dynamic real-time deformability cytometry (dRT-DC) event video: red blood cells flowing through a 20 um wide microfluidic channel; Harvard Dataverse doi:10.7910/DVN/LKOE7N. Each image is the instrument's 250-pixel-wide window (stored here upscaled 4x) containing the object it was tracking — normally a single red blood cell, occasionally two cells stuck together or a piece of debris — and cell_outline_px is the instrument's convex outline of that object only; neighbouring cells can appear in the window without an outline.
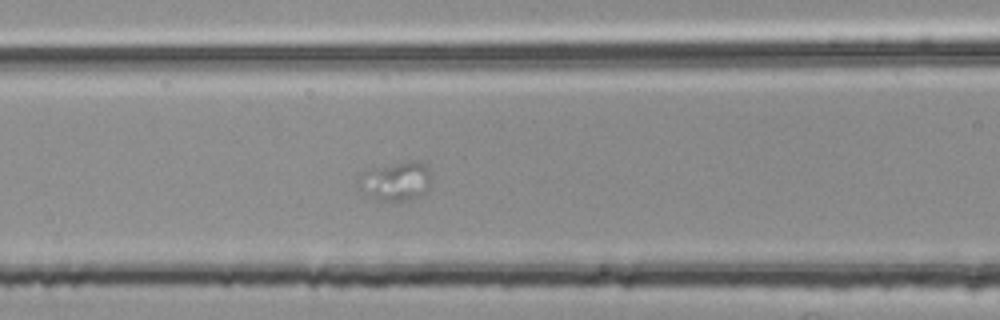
{"species": "common noctule bat (a hibernating species)", "species_latin": "Nyctalus noctula", "temperature_condition": "room temperature", "stored_images_in_passage": 41, "camera_frame_rate_fps": 3000, "um_per_image_px": 0.085, "animal": {"sex": "female", "body_mass_g": 25.1}, "frame": {"image": 1, "passage_image": 7, "time_ms": 2.0, "image_size_px": [1000, 320], "cell_outline_px": [[428, 188], [424, 192], [408, 200], [376, 200], [356, 188], [356, 180], [380, 168], [412, 160], [424, 164], [428, 168]], "centroid_in_image_um": [33.63, 15.45], "position_along_channel_um": 133.0, "area_um2": 15.49}}
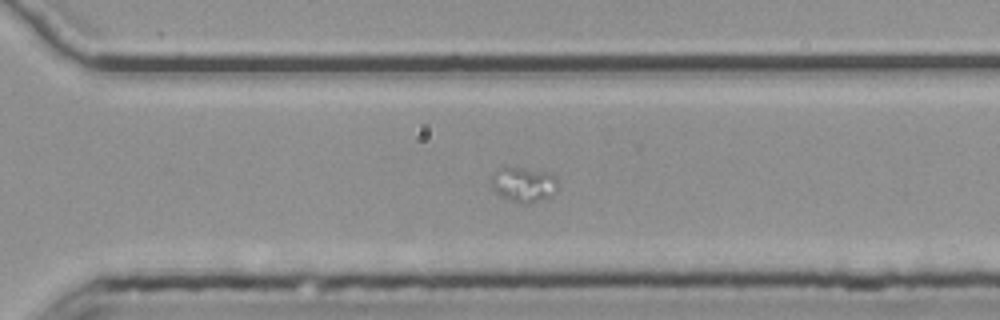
{"frame": {"image": 2, "passage_image": 24, "time_ms": 7.667, "image_size_px": [1000, 320], "cell_outline_px": [[556, 192], [552, 196], [528, 204], [524, 204], [508, 200], [500, 196], [492, 188], [488, 180], [504, 164], [548, 172], [556, 176]], "centroid_in_image_um": [44.46, 15.65], "position_along_channel_um": 326.1, "area_um2": 14.05}}
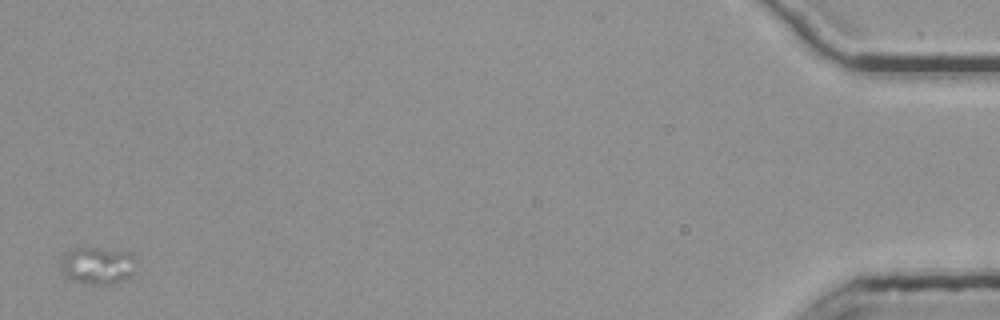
{"frame": {"image": 3, "passage_image": 41, "time_ms": 13.333, "image_size_px": [1000, 320], "cell_outline_px": [[132, 272], [128, 276], [104, 288], [84, 284], [72, 280], [64, 272], [64, 252], [76, 248], [100, 248], [124, 252], [132, 256]], "centroid_in_image_um": [8.26, 22.62], "position_along_channel_um": 426.9, "area_um2": 15.84}, "authors_computed_cell_mechanics": {"area_um2": 14.2766, "velocity_mm_per_s": 3.4204, "shape_relaxation_time_tau1_ms": 1.4042, "shape_relaxation_time_tau2_ms": null, "deformation_change_tau1": 0.3127, "deformation_change_tau2": null}}